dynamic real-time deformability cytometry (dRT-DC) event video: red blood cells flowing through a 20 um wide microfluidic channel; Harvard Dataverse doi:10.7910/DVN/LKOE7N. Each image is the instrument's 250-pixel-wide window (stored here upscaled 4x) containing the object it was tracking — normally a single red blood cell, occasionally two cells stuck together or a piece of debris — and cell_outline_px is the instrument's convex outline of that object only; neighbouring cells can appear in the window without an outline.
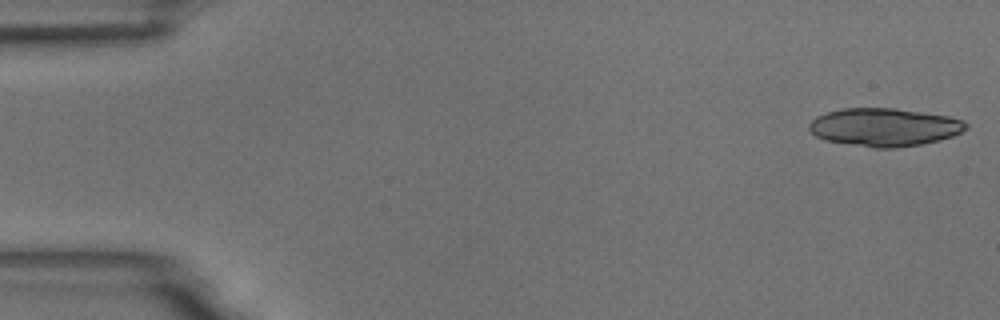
{"species": "common noctule bat (a hibernating species)", "species_latin": "Nyctalus noctula", "temperature_condition": "room temperature", "stored_images_in_passage": 5, "camera_frame_rate_fps": 3000, "um_per_image_px": 0.085, "animal": {"sex": "male", "body_mass_g": 18.8}, "frame": {"image": 1, "passage_image": 1, "time_ms": 0.0, "image_size_px": [1000, 320], "cell_outline_px": [[968, 128], [952, 136], [940, 140], [920, 144], [892, 148], [876, 148], [824, 140], [816, 136], [808, 128], [808, 124], [816, 116], [828, 112], [844, 108], [896, 108], [948, 116], [960, 120], [968, 124]], "centroid_in_image_um": [75.15, 10.81], "position_along_channel_um": 9.8, "area_um2": 34.62}}